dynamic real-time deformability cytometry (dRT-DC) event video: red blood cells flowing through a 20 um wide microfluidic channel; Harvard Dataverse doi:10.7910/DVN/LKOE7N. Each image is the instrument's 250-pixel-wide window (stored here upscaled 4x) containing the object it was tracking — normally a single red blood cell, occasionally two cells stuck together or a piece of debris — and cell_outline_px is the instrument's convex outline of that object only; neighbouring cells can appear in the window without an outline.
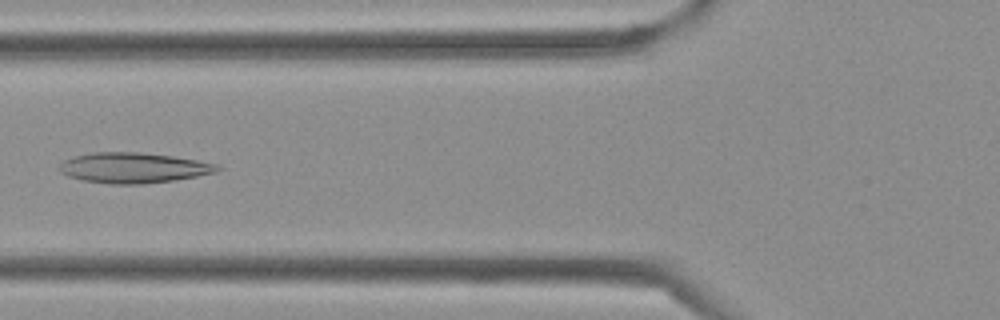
{"species": "Egyptian fruit bat (a non-hibernating species)", "species_latin": "Rousettus aegyptiacus", "temperature_condition": "cold", "stored_images_in_passage": 41, "camera_frame_rate_fps": 3000, "um_per_image_px": 0.085, "frame": {"image": 1, "passage_image": 15, "time_ms": 4.667, "image_size_px": [1000, 320], "cell_outline_px": [[224, 168], [216, 172], [196, 176], [172, 180], [144, 184], [108, 184], [84, 180], [68, 176], [60, 172], [60, 164], [64, 160], [72, 156], [92, 152], [140, 152], [172, 156], [220, 164]], "centroid_in_image_um": [11.35, 14.26], "position_along_channel_um": 114.4, "area_um2": 28.03}}
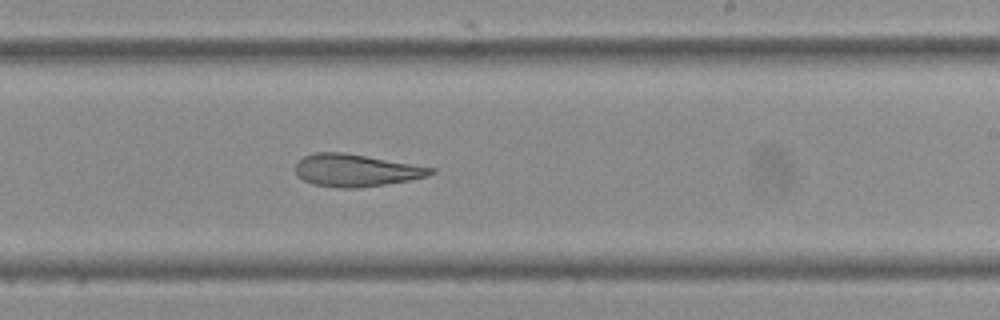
{"frame": {"image": 2, "passage_image": 24, "time_ms": 7.667, "image_size_px": [1000, 320], "cell_outline_px": [[436, 172], [428, 176], [412, 180], [356, 188], [336, 188], [312, 184], [304, 180], [296, 172], [296, 164], [304, 156], [316, 152], [344, 152], [436, 168]], "centroid_in_image_um": [30.29, 14.48], "position_along_channel_um": 258.7, "area_um2": 25.49}}
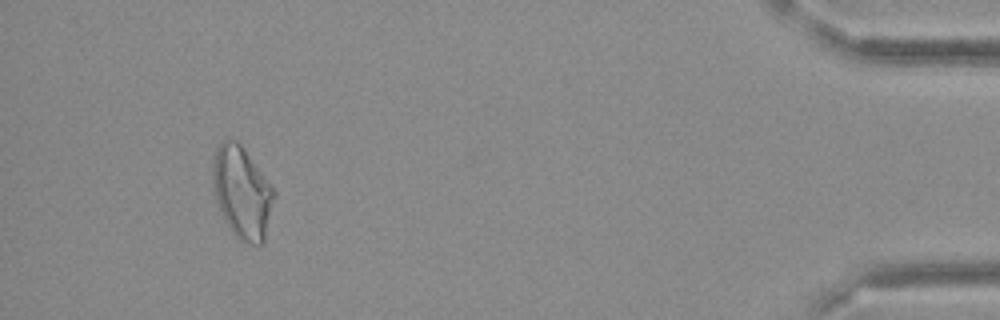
{"frame": {"image": 3, "passage_image": 38, "time_ms": 12.333, "image_size_px": [1000, 320], "cell_outline_px": [[276, 196], [264, 240], [260, 244], [252, 244], [240, 240], [228, 228], [216, 200], [212, 184], [212, 164], [216, 148], [224, 140], [236, 140], [244, 148], [276, 192]], "centroid_in_image_um": [20.57, 16.36], "position_along_channel_um": 414.6, "area_um2": 32.77}}